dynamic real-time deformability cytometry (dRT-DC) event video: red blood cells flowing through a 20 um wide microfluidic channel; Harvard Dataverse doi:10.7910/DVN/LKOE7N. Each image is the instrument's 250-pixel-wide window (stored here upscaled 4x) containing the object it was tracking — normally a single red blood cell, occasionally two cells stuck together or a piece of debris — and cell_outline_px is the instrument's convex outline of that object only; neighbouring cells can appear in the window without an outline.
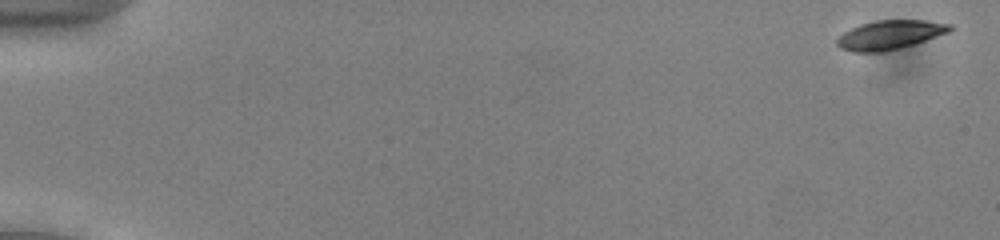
{"species": "common noctule bat (a hibernating species)", "species_latin": "Nyctalus noctula", "temperature_condition": "cold", "stored_images_in_passage": 53, "camera_frame_rate_fps": 3000, "um_per_image_px": 0.085, "animal": {"sex": "male", "body_mass_g": 13.0, "forearm_length_mm": 53.1}, "frame": {"image": 1, "passage_image": 1, "time_ms": 0.0, "image_size_px": [1000, 240], "cell_outline_px": [[956, 28], [948, 32], [916, 44], [880, 52], [852, 52], [840, 48], [836, 44], [836, 40], [844, 32], [860, 24], [876, 20], [924, 20], [952, 24]], "centroid_in_image_um": [75.66, 2.96], "position_along_channel_um": 9.3, "area_um2": 19.19}}
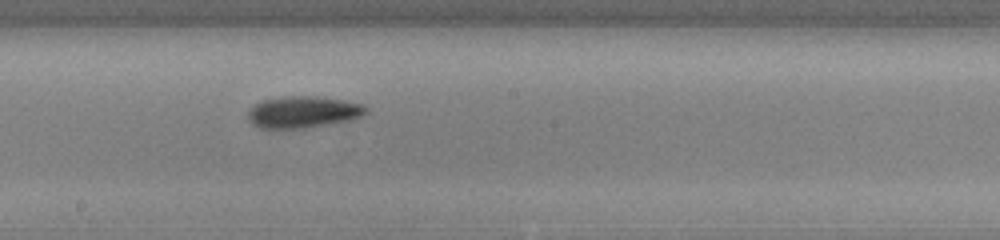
{"frame": {"image": 2, "passage_image": 30, "time_ms": 9.667, "image_size_px": [1000, 240], "cell_outline_px": [[368, 112], [352, 120], [304, 128], [260, 128], [252, 124], [248, 120], [248, 112], [260, 100], [284, 96], [316, 96], [344, 100], [364, 104], [368, 108]], "centroid_in_image_um": [25.78, 9.51], "position_along_channel_um": 222.4, "area_um2": 21.91}}
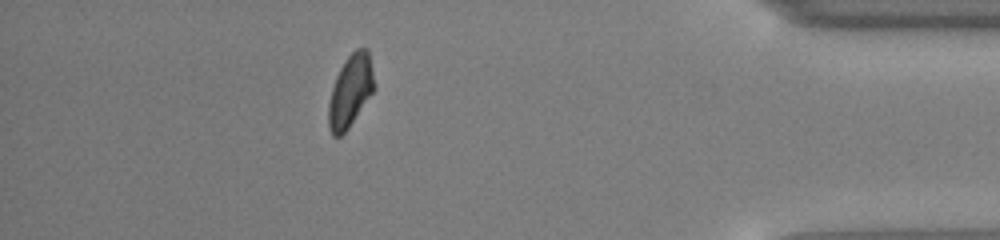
{"frame": {"image": 3, "passage_image": 47, "time_ms": 15.333, "image_size_px": [1000, 240], "cell_outline_px": [[376, 88], [348, 128], [340, 136], [332, 136], [328, 128], [328, 104], [332, 88], [336, 76], [344, 60], [356, 48], [368, 48]], "centroid_in_image_um": [29.78, 7.72], "position_along_channel_um": 405.4, "area_um2": 19.31}, "authors_computed_cell_mechanics": {"area_um2": 19.4786, "velocity_mm_per_s": 3.936, "shape_relaxation_time_tau1_ms": 1.9537, "shape_relaxation_time_tau2_ms": 9.2596, "deformation_change_tau1": 0.1064, "deformation_change_tau2": 0.1835}}